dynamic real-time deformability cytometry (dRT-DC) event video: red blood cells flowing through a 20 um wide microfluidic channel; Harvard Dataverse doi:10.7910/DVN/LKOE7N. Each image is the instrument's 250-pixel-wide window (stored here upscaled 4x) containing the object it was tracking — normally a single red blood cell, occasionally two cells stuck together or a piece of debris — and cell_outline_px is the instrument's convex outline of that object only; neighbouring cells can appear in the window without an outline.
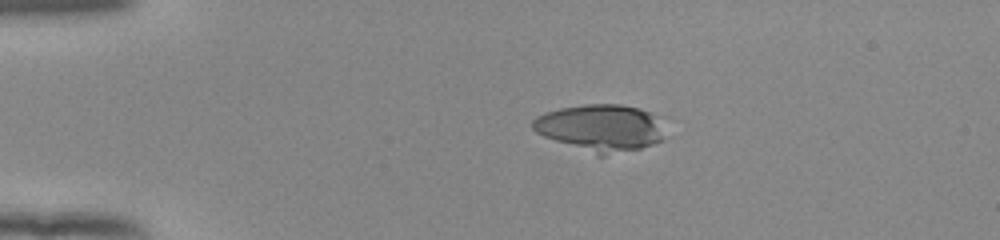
{"species": "human", "species_latin": "Homo sapiens", "temperature_condition": "room temperature", "stored_images_in_passage": 43, "camera_frame_rate_fps": 3000, "um_per_image_px": 0.085, "donor": {"sex": "female"}, "frame": {"image": 1, "passage_image": 1, "time_ms": 0.0, "image_size_px": [1000, 240], "cell_outline_px": [[668, 116], [664, 140], [640, 148], [604, 156], [596, 156], [544, 136], [536, 132], [532, 128], [532, 120], [536, 116], [544, 112], [560, 108], [584, 104], [620, 104], [640, 108]], "centroid_in_image_um": [51.19, 10.85], "position_along_channel_um": 33.8, "area_um2": 37.45}}
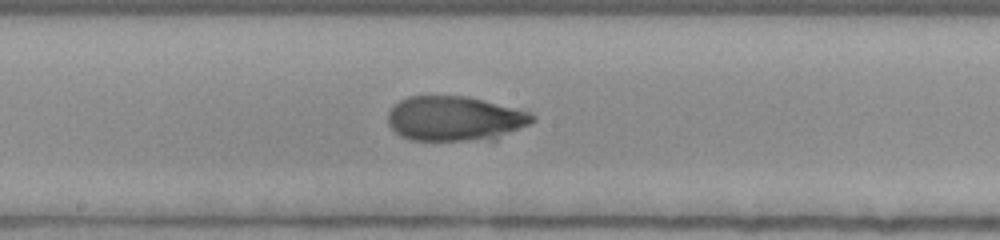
{"frame": {"image": 2, "passage_image": 19, "time_ms": 6.0, "image_size_px": [1000, 240], "cell_outline_px": [[536, 120], [496, 140], [412, 140], [400, 136], [388, 124], [388, 112], [400, 100], [408, 96], [468, 96], [532, 112], [536, 116]], "centroid_in_image_um": [38.7, 10.08], "position_along_channel_um": 209.5, "area_um2": 37.92}}
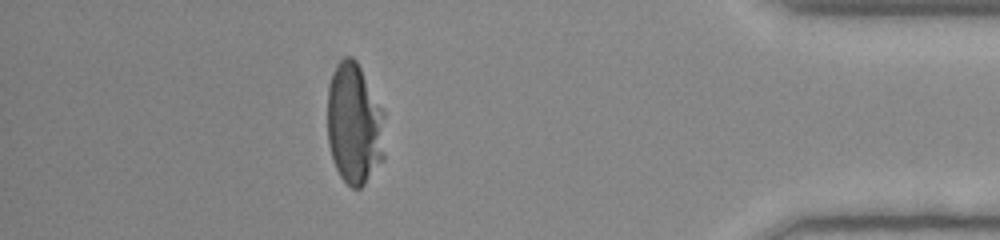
{"frame": {"image": 3, "passage_image": 37, "time_ms": 12.0, "image_size_px": [1000, 240], "cell_outline_px": [[384, 160], [364, 184], [360, 188], [352, 188], [340, 176], [332, 160], [328, 144], [328, 88], [332, 72], [340, 60], [348, 56], [352, 56], [356, 60], [384, 112]], "centroid_in_image_um": [30.12, 10.56], "position_along_channel_um": 405.1, "area_um2": 40.81}, "authors_computed_cell_mechanics": {"area_um2": 40.2866, "velocity_mm_per_s": 3.9151, "shape_relaxation_time_tau1_ms": 5.2147, "shape_relaxation_time_tau2_ms": null, "deformation_change_tau1": 0.1461, "deformation_change_tau2": null}}